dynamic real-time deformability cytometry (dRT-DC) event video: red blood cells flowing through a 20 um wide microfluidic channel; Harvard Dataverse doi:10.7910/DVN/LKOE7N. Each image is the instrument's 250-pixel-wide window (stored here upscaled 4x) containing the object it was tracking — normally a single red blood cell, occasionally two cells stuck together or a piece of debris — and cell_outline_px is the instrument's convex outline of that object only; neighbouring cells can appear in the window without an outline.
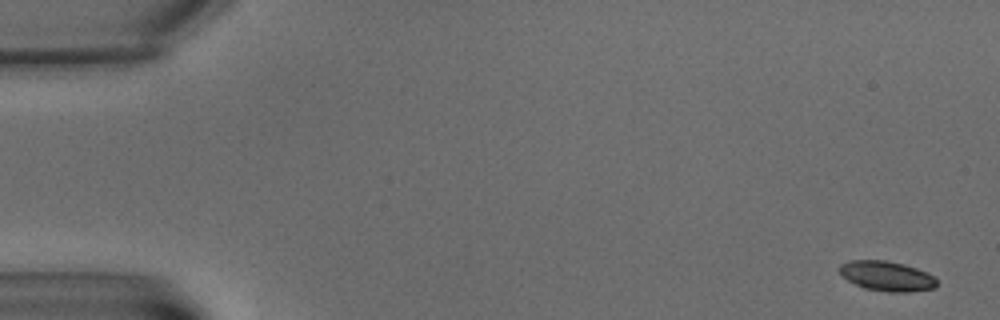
{"species": "common noctule bat (a hibernating species)", "species_latin": "Nyctalus noctula", "temperature_condition": "warm", "stored_images_in_passage": 8, "camera_frame_rate_fps": 3000, "um_per_image_px": 0.085, "animal": {"sex": "male", "body_mass_g": 15.6}, "frame": {"image": 1, "passage_image": 1, "time_ms": 0.0, "image_size_px": [1000, 320], "cell_outline_px": [[936, 284], [932, 288], [908, 292], [888, 292], [864, 288], [848, 280], [840, 272], [840, 264], [848, 260], [884, 260], [904, 264], [916, 268], [932, 276], [936, 280]], "centroid_in_image_um": [75.34, 23.46], "position_along_channel_um": 9.7, "area_um2": 16.65}}
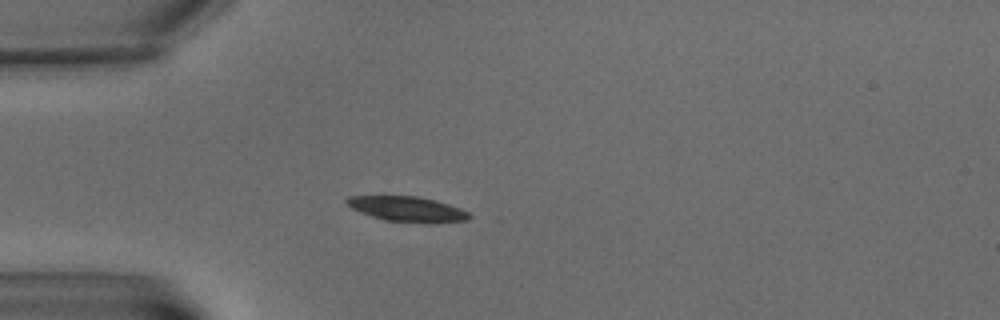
{"frame": {"image": 2, "passage_image": 5, "time_ms": 6.0, "image_size_px": [1000, 320], "cell_outline_px": [[472, 216], [468, 220], [432, 224], [428, 224], [384, 220], [360, 212], [344, 204], [344, 200], [348, 196], [416, 196], [436, 200], [460, 208], [468, 212]], "centroid_in_image_um": [34.63, 17.78], "position_along_channel_um": 50.4, "area_um2": 18.26}}